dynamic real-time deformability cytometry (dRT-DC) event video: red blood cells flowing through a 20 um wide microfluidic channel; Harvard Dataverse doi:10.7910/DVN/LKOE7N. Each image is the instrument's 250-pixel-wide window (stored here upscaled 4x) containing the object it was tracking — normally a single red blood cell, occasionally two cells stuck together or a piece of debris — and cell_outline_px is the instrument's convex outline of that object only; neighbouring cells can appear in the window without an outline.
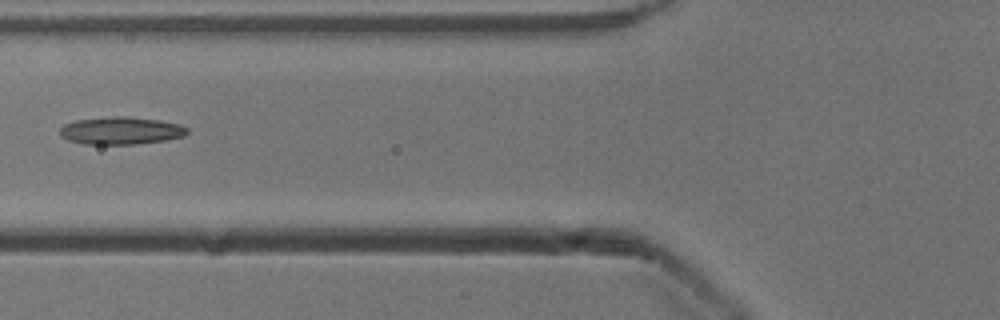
{"species": "common noctule bat (a hibernating species)", "species_latin": "Nyctalus noctula", "temperature_condition": "cold", "stored_images_in_passage": 3, "camera_frame_rate_fps": 3000, "um_per_image_px": 0.085, "animal": {"sex": "male", "body_mass_g": 13.3}, "frame": {"image": 1, "passage_image": 2, "time_ms": 0.333, "image_size_px": [1000, 320], "cell_outline_px": [[188, 132], [184, 136], [164, 140], [136, 144], [84, 144], [68, 140], [60, 136], [60, 128], [64, 124], [76, 120], [112, 116], [128, 116], [160, 120], [180, 124], [188, 128]], "centroid_in_image_um": [10.27, 11.1], "position_along_channel_um": 115.5, "area_um2": 20.52}}
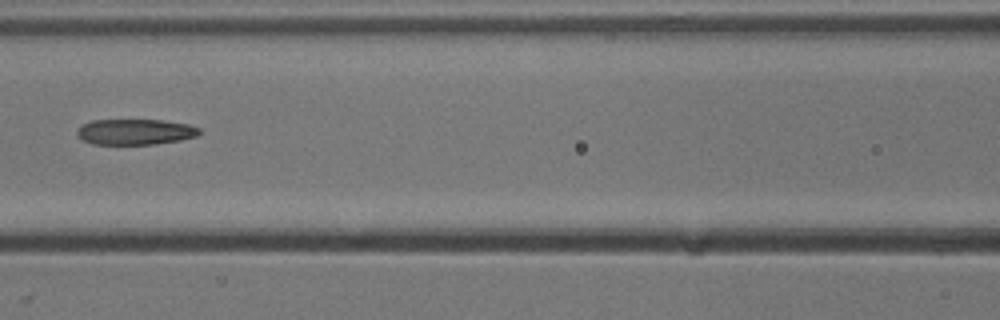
{"frame": {"image": 2, "passage_image": 3, "time_ms": 0.667, "image_size_px": [1000, 320], "cell_outline_px": [[200, 132], [196, 136], [180, 140], [152, 144], [92, 144], [84, 140], [76, 132], [84, 124], [92, 120], [164, 120], [188, 124], [200, 128]], "centroid_in_image_um": [11.52, 11.2], "position_along_channel_um": 155.1, "area_um2": 18.09}}